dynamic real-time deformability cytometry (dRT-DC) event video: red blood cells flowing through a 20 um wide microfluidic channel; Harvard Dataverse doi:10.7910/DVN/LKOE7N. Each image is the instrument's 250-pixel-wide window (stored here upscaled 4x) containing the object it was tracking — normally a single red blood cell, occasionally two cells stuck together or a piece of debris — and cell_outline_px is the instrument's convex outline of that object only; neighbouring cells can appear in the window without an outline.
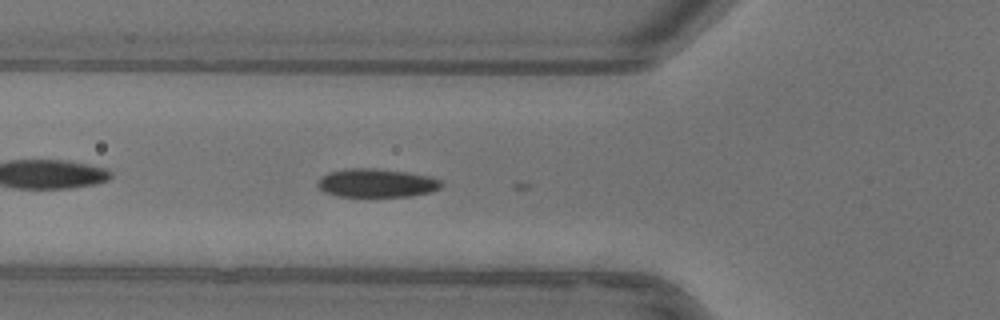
{"species": "common noctule bat (a hibernating species)", "species_latin": "Nyctalus noctula", "temperature_condition": "warm", "stored_images_in_passage": 39, "camera_frame_rate_fps": 3000, "um_per_image_px": 0.085, "animal": {"sex": "female"}, "frame": {"image": 1, "passage_image": 5, "time_ms": 1.333, "image_size_px": [1000, 320], "cell_outline_px": [[444, 184], [440, 188], [432, 192], [412, 196], [336, 196], [324, 192], [316, 184], [316, 180], [320, 176], [328, 172], [344, 168], [372, 168], [404, 172], [428, 176], [440, 180]], "centroid_in_image_um": [31.96, 15.55], "position_along_channel_um": 93.8, "area_um2": 20.69}}